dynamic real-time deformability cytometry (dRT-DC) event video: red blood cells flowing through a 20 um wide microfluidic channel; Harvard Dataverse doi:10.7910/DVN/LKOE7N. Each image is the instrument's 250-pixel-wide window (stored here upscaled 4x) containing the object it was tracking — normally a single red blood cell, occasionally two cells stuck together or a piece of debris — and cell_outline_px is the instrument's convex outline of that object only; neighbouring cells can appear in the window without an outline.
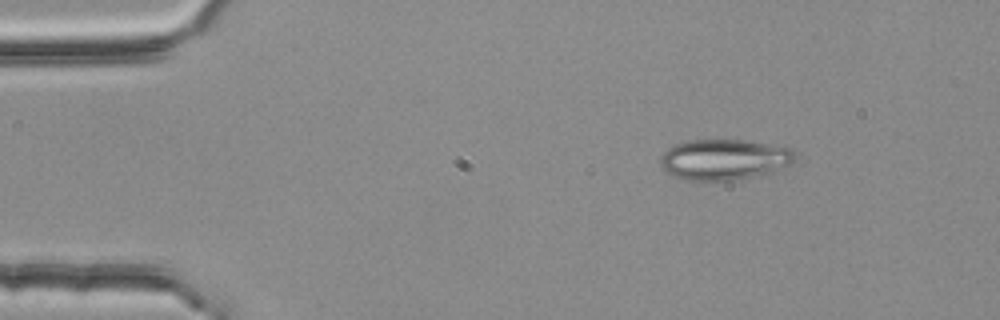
{"species": "common noctule bat (a hibernating species)", "species_latin": "Nyctalus noctula", "temperature_condition": "room temperature", "stored_images_in_passage": 3, "camera_frame_rate_fps": 3000, "um_per_image_px": 0.085, "animal": {"sex": "female", "body_mass_g": 25.1}, "frame": {"image": 1, "passage_image": 1, "time_ms": 0.0, "image_size_px": [1000, 320], "cell_outline_px": [[792, 160], [788, 164], [768, 172], [752, 176], [732, 180], [684, 180], [672, 176], [660, 164], [660, 156], [668, 148], [676, 144], [688, 140], [744, 140], [792, 148]], "centroid_in_image_um": [61.46, 13.55], "position_along_channel_um": 23.5, "area_um2": 31.27}}